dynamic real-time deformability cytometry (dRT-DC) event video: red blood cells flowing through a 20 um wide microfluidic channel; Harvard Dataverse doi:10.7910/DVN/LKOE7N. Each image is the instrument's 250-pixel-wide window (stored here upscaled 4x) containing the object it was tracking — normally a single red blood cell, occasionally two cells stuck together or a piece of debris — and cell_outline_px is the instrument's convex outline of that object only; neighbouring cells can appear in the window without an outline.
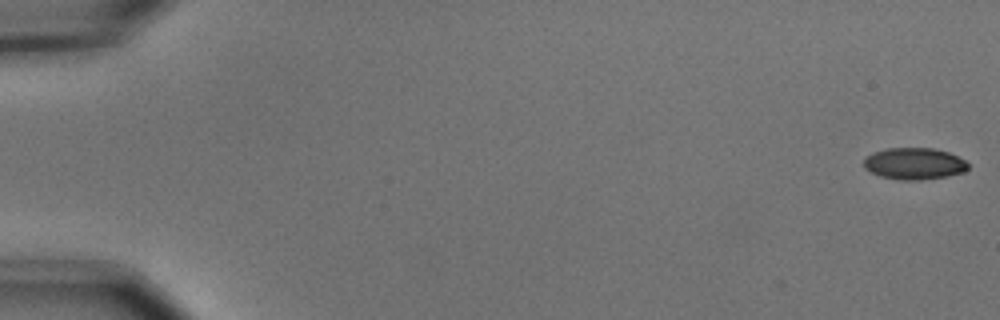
{"species": "common noctule bat (a hibernating species)", "species_latin": "Nyctalus noctula", "temperature_condition": "cold", "stored_images_in_passage": 6, "camera_frame_rate_fps": 3000, "um_per_image_px": 0.085, "animal": {"sex": "male", "body_mass_g": 15.6}, "frame": {"image": 1, "passage_image": 1, "time_ms": 0.0, "image_size_px": [1000, 320], "cell_outline_px": [[968, 168], [964, 172], [948, 176], [920, 180], [900, 180], [880, 176], [864, 168], [864, 156], [872, 152], [888, 148], [932, 148], [948, 152], [964, 160], [968, 164]], "centroid_in_image_um": [77.68, 13.91], "position_along_channel_um": 7.3, "area_um2": 19.31}}
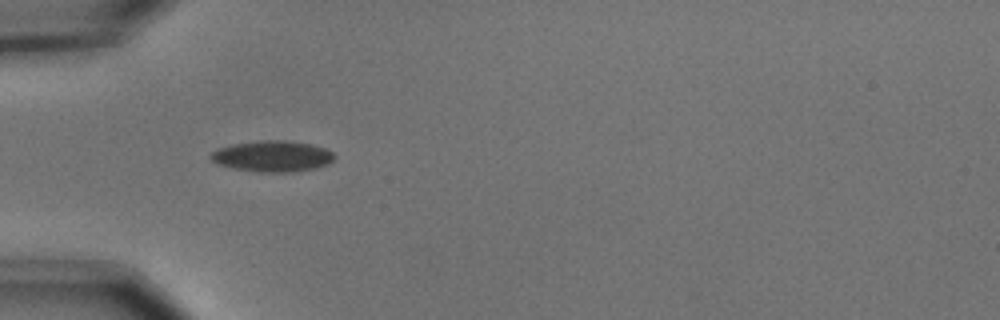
{"frame": {"image": 2, "passage_image": 5, "time_ms": 1.333, "image_size_px": [1000, 320], "cell_outline_px": [[336, 156], [328, 164], [316, 168], [292, 172], [260, 172], [232, 168], [220, 164], [212, 160], [208, 156], [216, 148], [232, 144], [260, 140], [284, 140], [312, 144], [324, 148], [332, 152]], "centroid_in_image_um": [23.15, 13.27], "position_along_channel_um": 61.9, "area_um2": 22.43}}
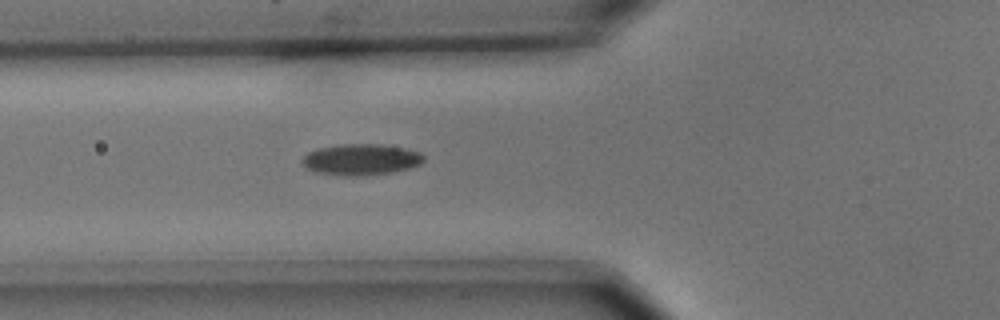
{"frame": {"image": 3, "passage_image": 6, "time_ms": 1.667, "image_size_px": [1000, 320], "cell_outline_px": [[424, 160], [420, 164], [408, 168], [392, 172], [360, 176], [344, 176], [316, 172], [304, 168], [304, 156], [308, 152], [320, 148], [340, 144], [380, 144], [404, 148], [420, 152], [424, 156]], "centroid_in_image_um": [30.69, 13.56], "position_along_channel_um": 95.1, "area_um2": 21.96}}